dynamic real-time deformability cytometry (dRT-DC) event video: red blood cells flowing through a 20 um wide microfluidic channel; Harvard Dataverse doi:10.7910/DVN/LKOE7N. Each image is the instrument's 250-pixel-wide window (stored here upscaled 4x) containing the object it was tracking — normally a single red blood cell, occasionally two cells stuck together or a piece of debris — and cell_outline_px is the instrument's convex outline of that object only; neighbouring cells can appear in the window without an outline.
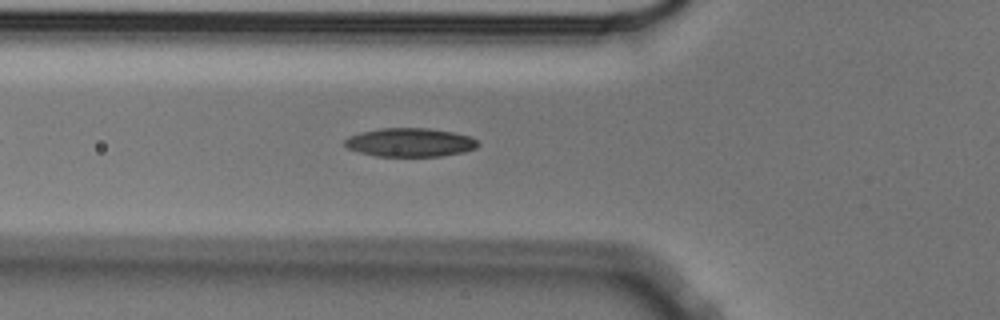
{"species": "Egyptian fruit bat (a non-hibernating species)", "species_latin": "Rousettus aegyptiacus", "temperature_condition": "cold", "stored_images_in_passage": 46, "camera_frame_rate_fps": 3000, "um_per_image_px": 0.085, "animal": {"sex": "male"}, "frame": {"image": 1, "passage_image": 9, "time_ms": 2.667, "image_size_px": [1000, 320], "cell_outline_px": [[480, 144], [476, 148], [464, 152], [440, 156], [376, 156], [360, 152], [348, 148], [344, 144], [344, 140], [348, 136], [360, 132], [380, 128], [428, 128], [452, 132], [468, 136], [476, 140]], "centroid_in_image_um": [34.83, 12.1], "position_along_channel_um": 91.0, "area_um2": 22.2}}
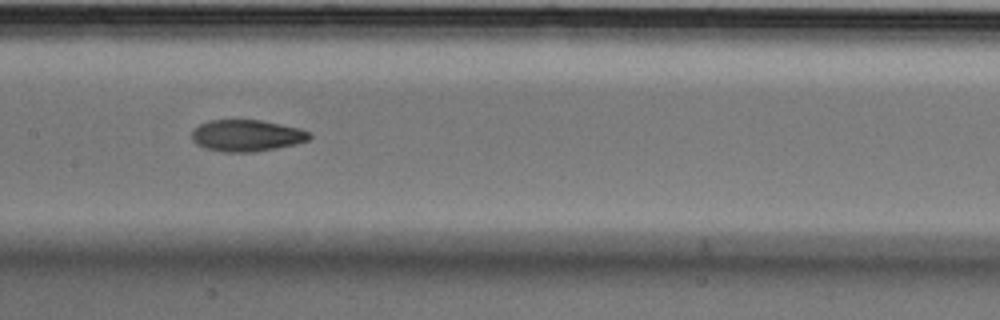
{"frame": {"image": 2, "passage_image": 17, "time_ms": 5.333, "image_size_px": [1000, 320], "cell_outline_px": [[312, 136], [308, 140], [296, 144], [256, 152], [220, 152], [204, 148], [196, 144], [192, 140], [192, 128], [208, 120], [260, 120], [300, 128], [312, 132]], "centroid_in_image_um": [20.96, 11.53], "position_along_channel_um": 186.4, "area_um2": 21.96}}
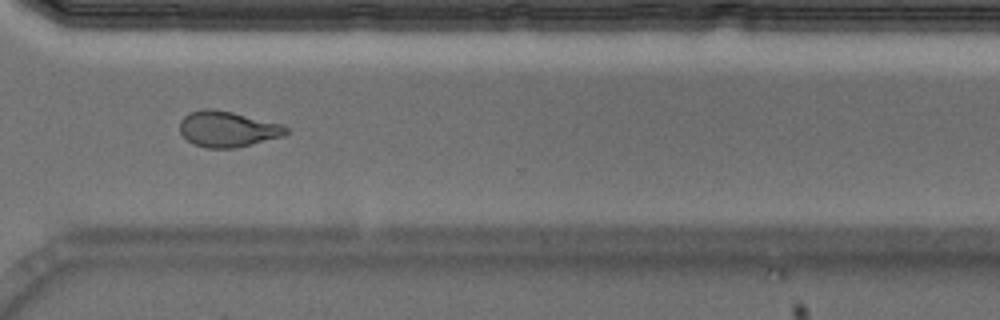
{"frame": {"image": 3, "passage_image": 31, "time_ms": 10.0, "image_size_px": [1000, 320], "cell_outline_px": [[288, 132], [284, 136], [236, 148], [208, 148], [192, 144], [180, 132], [180, 120], [188, 112], [204, 108], [212, 108], [232, 112], [284, 124], [288, 128]], "centroid_in_image_um": [19.35, 10.96], "position_along_channel_um": 351.3, "area_um2": 22.37}, "authors_computed_cell_mechanics": {"area_um2": 22.2819, "velocity_mm_per_s": 3.5435, "shape_relaxation_time_tau1_ms": 7.3055, "shape_relaxation_time_tau2_ms": 4.0116, "deformation_change_tau1": 0.1844, "deformation_change_tau2": 0.1105}}